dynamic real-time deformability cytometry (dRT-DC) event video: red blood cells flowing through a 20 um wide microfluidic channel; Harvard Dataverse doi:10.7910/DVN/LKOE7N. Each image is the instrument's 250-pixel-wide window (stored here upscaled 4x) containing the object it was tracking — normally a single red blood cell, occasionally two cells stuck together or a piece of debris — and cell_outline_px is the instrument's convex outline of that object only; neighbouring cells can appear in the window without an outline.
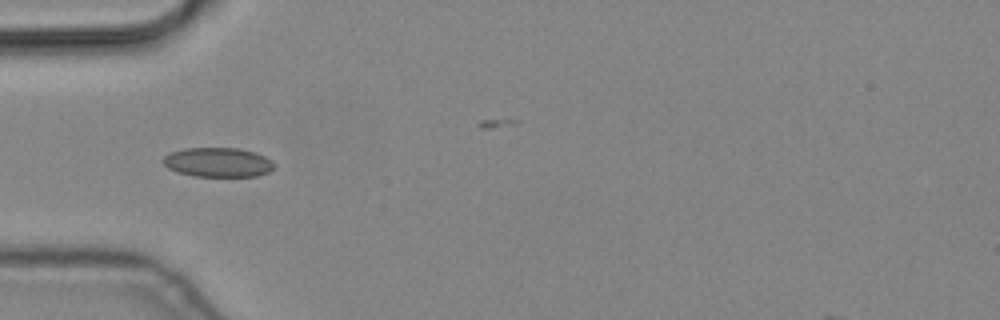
{"species": "common noctule bat (a hibernating species)", "species_latin": "Nyctalus noctula", "temperature_condition": "cold", "stored_images_in_passage": 6, "camera_frame_rate_fps": 3000, "um_per_image_px": 0.085, "animal": {"sex": "male", "body_mass_g": 19.2, "forearm_length_mm": 51.8}, "frame": {"image": 1, "passage_image": 4, "time_ms": 1.0, "image_size_px": [1000, 320], "cell_outline_px": [[276, 164], [268, 172], [256, 176], [196, 176], [176, 172], [168, 168], [160, 160], [164, 156], [172, 152], [184, 148], [240, 148], [256, 152], [272, 160]], "centroid_in_image_um": [18.52, 13.79], "position_along_channel_um": 66.5, "area_um2": 19.13}}
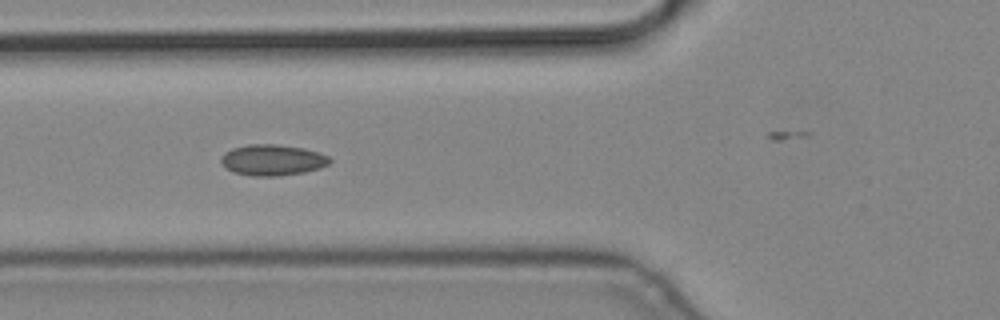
{"frame": {"image": 2, "passage_image": 5, "time_ms": 1.333, "image_size_px": [1000, 320], "cell_outline_px": [[332, 160], [328, 164], [304, 172], [276, 176], [252, 176], [232, 172], [220, 160], [224, 152], [232, 148], [248, 144], [276, 144], [304, 148], [328, 156]], "centroid_in_image_um": [23.13, 13.59], "position_along_channel_um": 102.7, "area_um2": 19.42}}
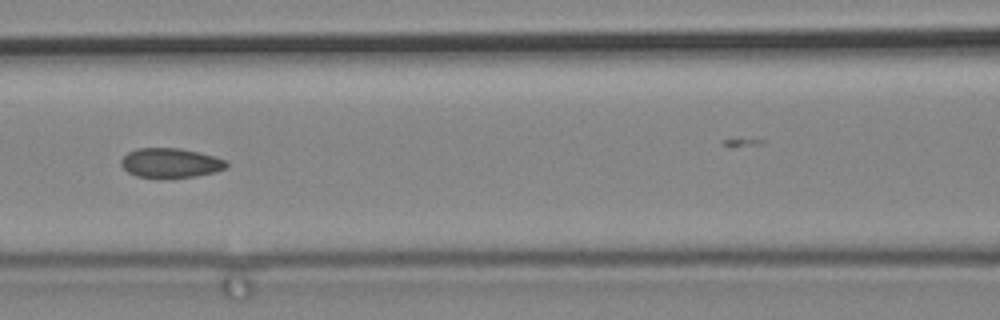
{"frame": {"image": 3, "passage_image": 6, "time_ms": 1.667, "image_size_px": [1000, 320], "cell_outline_px": [[228, 168], [196, 176], [136, 176], [128, 172], [120, 164], [120, 160], [128, 152], [140, 148], [180, 148], [200, 152], [228, 160]], "centroid_in_image_um": [14.53, 13.82], "position_along_channel_um": 152.1, "area_um2": 17.8}}